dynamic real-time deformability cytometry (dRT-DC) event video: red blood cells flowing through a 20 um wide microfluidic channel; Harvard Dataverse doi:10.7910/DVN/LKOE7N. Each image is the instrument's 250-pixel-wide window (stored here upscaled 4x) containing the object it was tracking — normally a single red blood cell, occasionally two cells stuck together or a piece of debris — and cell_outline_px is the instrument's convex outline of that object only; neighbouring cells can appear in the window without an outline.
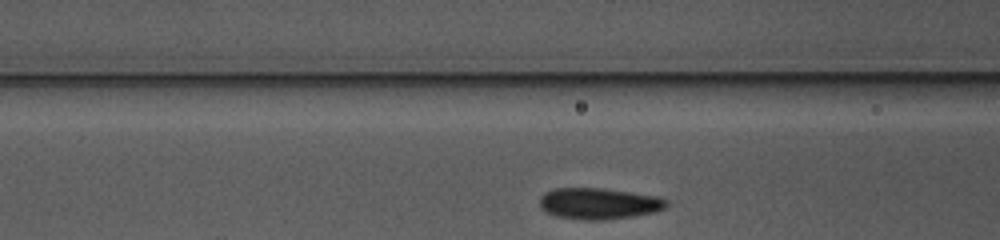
{"species": "common noctule bat (a hibernating species)", "species_latin": "Nyctalus noctula", "temperature_condition": "warm", "stored_images_in_passage": 19, "camera_frame_rate_fps": 3000, "um_per_image_px": 0.085, "animal": {"sex": "female", "body_mass_g": 10.0, "forearm_length_mm": 53.1}, "frame": {"image": 1, "passage_image": 4, "time_ms": 1.0, "image_size_px": [1000, 240], "cell_outline_px": [[668, 204], [664, 208], [656, 212], [632, 216], [600, 220], [588, 220], [556, 216], [540, 208], [540, 196], [544, 192], [556, 188], [600, 188], [632, 192], [656, 196], [668, 200]], "centroid_in_image_um": [50.9, 17.29], "position_along_channel_um": 115.7, "area_um2": 23.0}}
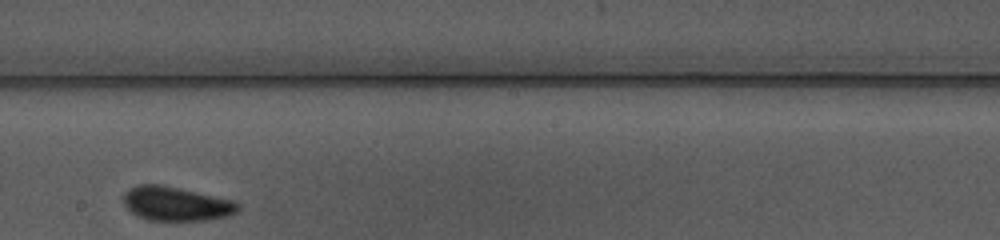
{"frame": {"image": 2, "passage_image": 13, "time_ms": 4.0, "image_size_px": [1000, 240], "cell_outline_px": [[240, 208], [236, 212], [228, 216], [212, 220], [148, 220], [136, 216], [120, 200], [124, 192], [128, 188], [136, 184], [160, 184], [236, 200], [240, 204]], "centroid_in_image_um": [14.96, 17.31], "position_along_channel_um": 233.2, "area_um2": 23.24}}
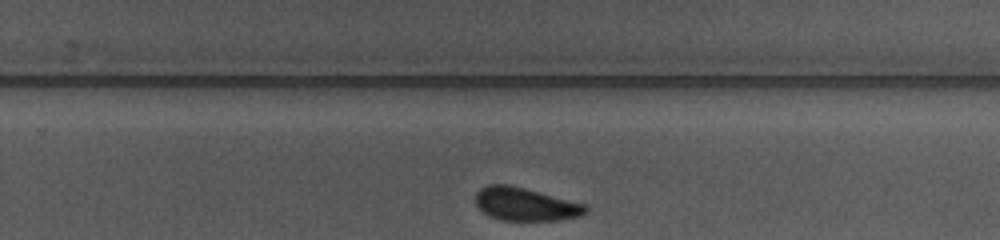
{"frame": {"image": 3, "passage_image": 17, "time_ms": 5.333, "image_size_px": [1000, 240], "cell_outline_px": [[588, 212], [580, 216], [560, 220], [504, 220], [488, 216], [476, 204], [476, 192], [480, 188], [488, 184], [508, 184], [524, 188], [584, 204], [588, 208]], "centroid_in_image_um": [44.65, 17.36], "position_along_channel_um": 285.2, "area_um2": 21.04}}